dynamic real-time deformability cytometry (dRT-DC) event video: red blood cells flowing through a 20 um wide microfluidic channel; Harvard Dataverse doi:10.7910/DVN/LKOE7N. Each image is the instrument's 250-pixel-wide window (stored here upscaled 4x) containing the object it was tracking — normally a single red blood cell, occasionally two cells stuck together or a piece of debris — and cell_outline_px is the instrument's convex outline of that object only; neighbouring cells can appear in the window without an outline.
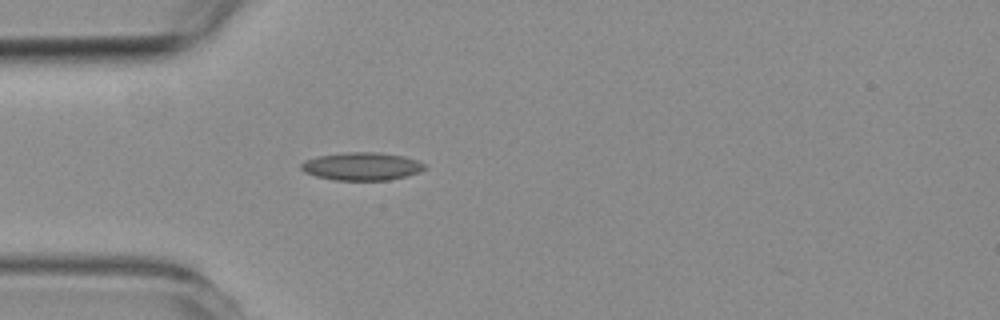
{"species": "common noctule bat (a hibernating species)", "species_latin": "Nyctalus noctula", "temperature_condition": "room temperature", "stored_images_in_passage": 2, "camera_frame_rate_fps": 3000, "um_per_image_px": 0.085, "animal": {"sex": "female", "body_mass_g": 19.3, "forearm_length_mm": 54.1}, "frame": {"image": 1, "passage_image": 1, "time_ms": 0.0, "image_size_px": [1000, 320], "cell_outline_px": [[424, 168], [420, 172], [388, 180], [332, 180], [316, 176], [304, 172], [300, 168], [300, 164], [304, 160], [316, 156], [344, 152], [380, 152], [404, 156], [416, 160], [424, 164]], "centroid_in_image_um": [30.69, 14.13], "position_along_channel_um": 54.3, "area_um2": 20.17}}